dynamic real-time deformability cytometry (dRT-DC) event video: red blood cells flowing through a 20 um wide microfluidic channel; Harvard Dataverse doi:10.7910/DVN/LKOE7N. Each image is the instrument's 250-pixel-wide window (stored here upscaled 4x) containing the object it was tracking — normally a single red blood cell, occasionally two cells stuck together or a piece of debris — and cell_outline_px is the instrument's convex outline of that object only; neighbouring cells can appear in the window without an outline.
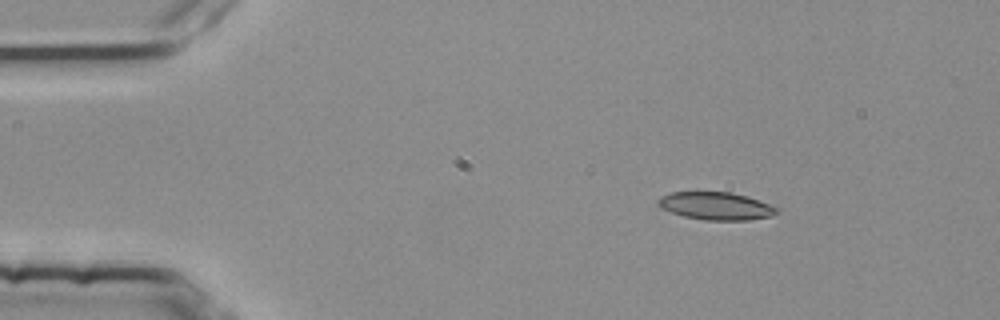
{"species": "common noctule bat (a hibernating species)", "species_latin": "Nyctalus noctula", "temperature_condition": "room temperature", "stored_images_in_passage": 4, "camera_frame_rate_fps": 3000, "um_per_image_px": 0.085, "animal": {"sex": "female", "body_mass_g": 25.1}, "frame": {"image": 1, "passage_image": 2, "time_ms": 0.333, "image_size_px": [1000, 320], "cell_outline_px": [[780, 208], [772, 216], [748, 220], [704, 220], [684, 216], [660, 208], [656, 204], [656, 200], [660, 196], [672, 192], [732, 192], [748, 196], [760, 200]], "centroid_in_image_um": [60.85, 17.5], "position_along_channel_um": 24.2, "area_um2": 19.36}}
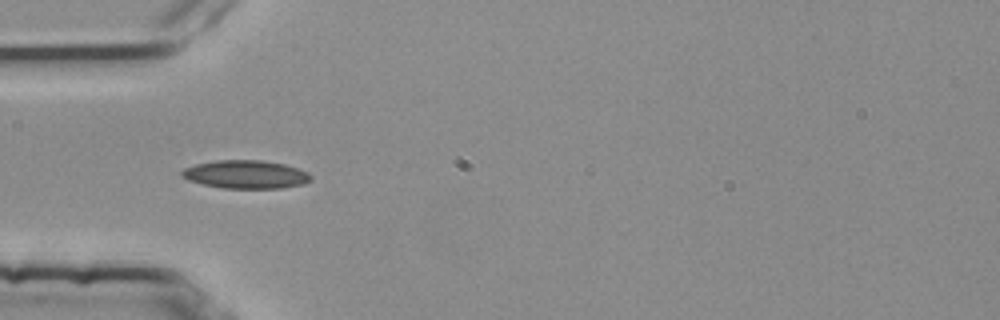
{"frame": {"image": 2, "passage_image": 4, "time_ms": 1.0, "image_size_px": [1000, 320], "cell_outline_px": [[312, 180], [304, 184], [280, 188], [224, 188], [204, 184], [188, 180], [180, 176], [180, 172], [184, 168], [196, 164], [216, 160], [264, 160], [284, 164], [308, 172], [312, 176]], "centroid_in_image_um": [20.89, 14.82], "position_along_channel_um": 64.1, "area_um2": 21.27}}